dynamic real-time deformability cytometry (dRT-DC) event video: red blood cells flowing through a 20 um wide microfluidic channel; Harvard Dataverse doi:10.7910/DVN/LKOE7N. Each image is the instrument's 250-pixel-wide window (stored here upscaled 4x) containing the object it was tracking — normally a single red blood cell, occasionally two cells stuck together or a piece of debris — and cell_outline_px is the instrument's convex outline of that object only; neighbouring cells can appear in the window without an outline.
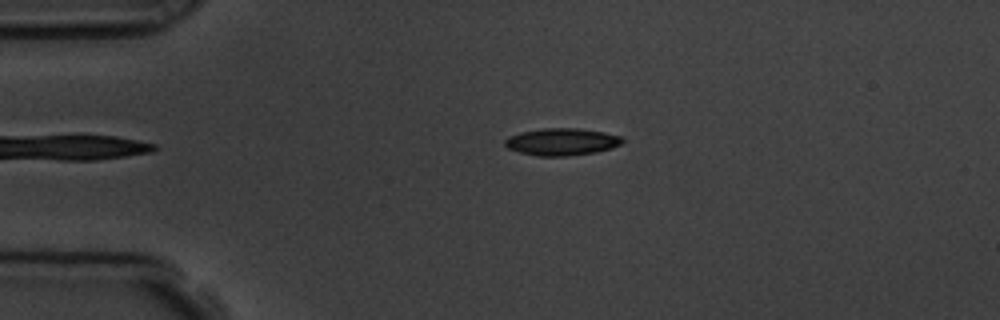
{"species": "common noctule bat (a hibernating species)", "species_latin": "Nyctalus noctula", "temperature_condition": "room temperature", "stored_images_in_passage": 37, "camera_frame_rate_fps": 3000, "um_per_image_px": 0.085, "animal": {"sex": "male", "body_mass_g": 19.5, "forearm_length_mm": 54.6}, "frame": {"image": 1, "passage_image": 1, "time_ms": 0.0, "image_size_px": [1000, 320], "cell_outline_px": [[624, 140], [620, 144], [612, 148], [596, 152], [564, 156], [536, 156], [520, 152], [508, 148], [504, 144], [504, 140], [508, 136], [520, 132], [544, 128], [580, 128], [604, 132], [624, 136]], "centroid_in_image_um": [47.76, 12.04], "position_along_channel_um": 37.2, "area_um2": 18.73}}
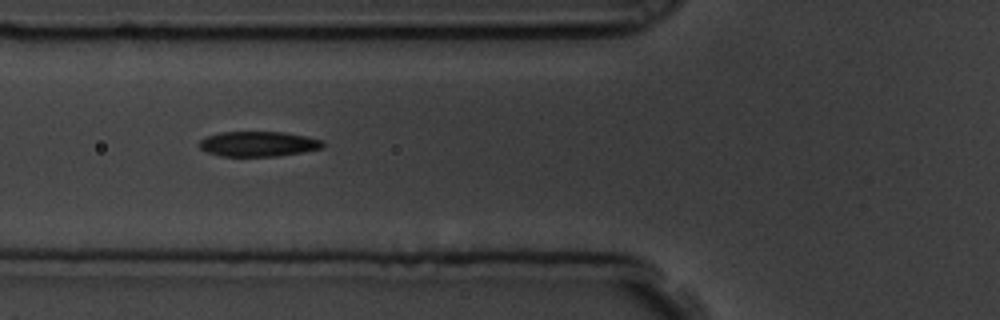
{"frame": {"image": 2, "passage_image": 9, "time_ms": 2.667, "image_size_px": [1000, 320], "cell_outline_px": [[324, 148], [276, 156], [220, 156], [208, 152], [200, 148], [200, 140], [208, 136], [220, 132], [284, 132], [308, 136], [324, 140]], "centroid_in_image_um": [22.0, 12.23], "position_along_channel_um": 103.8, "area_um2": 18.03}}
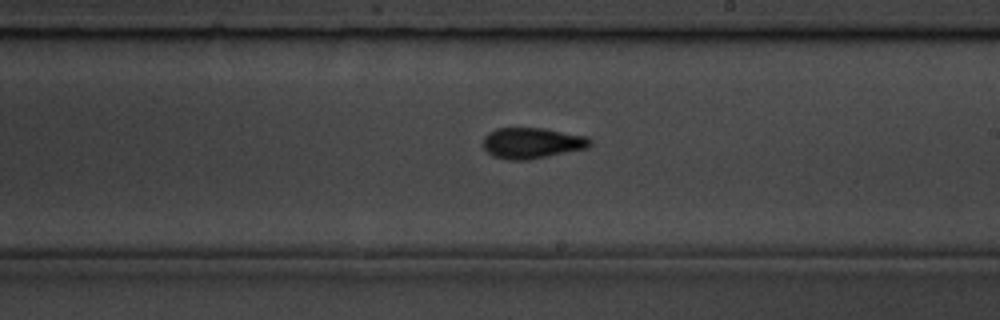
{"frame": {"image": 3, "passage_image": 20, "time_ms": 6.333, "image_size_px": [1000, 320], "cell_outline_px": [[592, 144], [588, 148], [528, 160], [508, 160], [492, 156], [484, 148], [484, 136], [488, 132], [496, 128], [544, 128], [588, 136], [592, 140]], "centroid_in_image_um": [45.24, 12.15], "position_along_channel_um": 243.8, "area_um2": 19.42}, "authors_computed_cell_mechanics": {"area_um2": 18.7272, "velocity_mm_per_s": 3.8165, "shape_relaxation_time_tau1_ms": 3.4651, "shape_relaxation_time_tau2_ms": 1.8561, "deformation_change_tau1": 0.1573, "deformation_change_tau2": 0.0899}}